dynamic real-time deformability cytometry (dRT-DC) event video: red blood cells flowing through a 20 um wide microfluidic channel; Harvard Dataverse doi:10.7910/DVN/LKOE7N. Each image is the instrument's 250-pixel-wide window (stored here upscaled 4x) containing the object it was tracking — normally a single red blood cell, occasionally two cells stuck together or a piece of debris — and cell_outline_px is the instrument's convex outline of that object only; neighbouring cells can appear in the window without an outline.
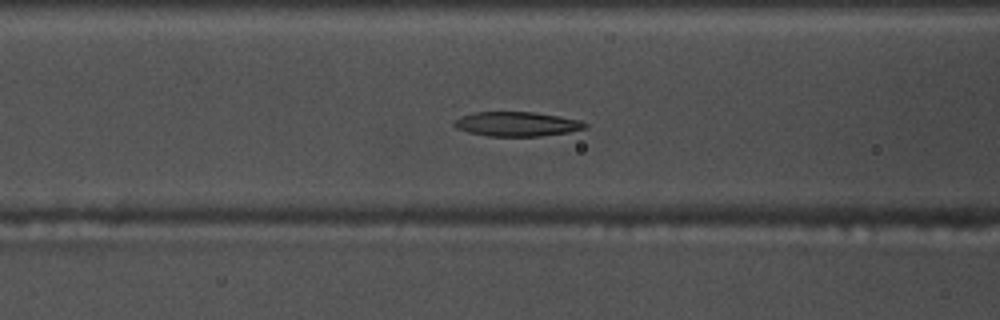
{"species": "common noctule bat (a hibernating species)", "species_latin": "Nyctalus noctula", "temperature_condition": "warm", "stored_images_in_passage": 54, "camera_frame_rate_fps": 3000, "um_per_image_px": 0.085, "animal": {"sex": "male", "body_mass_g": 17.5, "forearm_length_mm": 52.3}, "frame": {"image": 1, "passage_image": 21, "time_ms": 6.667, "image_size_px": [1000, 320], "cell_outline_px": [[588, 128], [568, 132], [540, 136], [488, 136], [468, 132], [456, 128], [452, 124], [460, 116], [472, 112], [532, 112], [560, 116], [580, 120], [588, 124]], "centroid_in_image_um": [43.93, 10.54], "position_along_channel_um": 122.7, "area_um2": 18.73}}
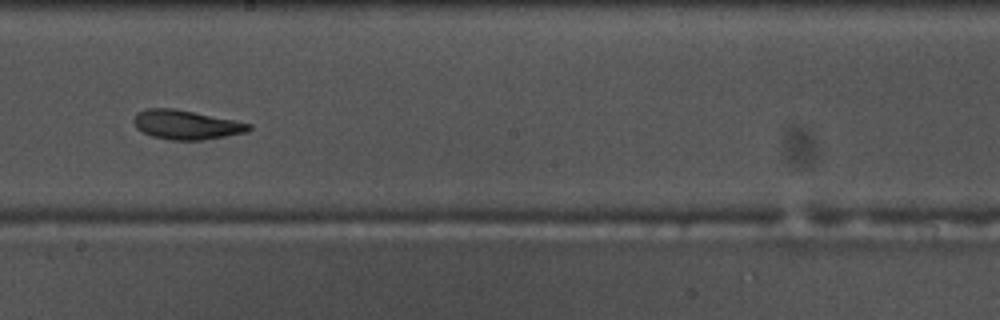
{"frame": {"image": 2, "passage_image": 30, "time_ms": 9.667, "image_size_px": [1000, 320], "cell_outline_px": [[252, 128], [248, 132], [200, 140], [168, 140], [152, 136], [136, 128], [132, 120], [136, 112], [148, 108], [172, 108], [252, 124]], "centroid_in_image_um": [15.78, 10.61], "position_along_channel_um": 232.4, "area_um2": 19.42}}
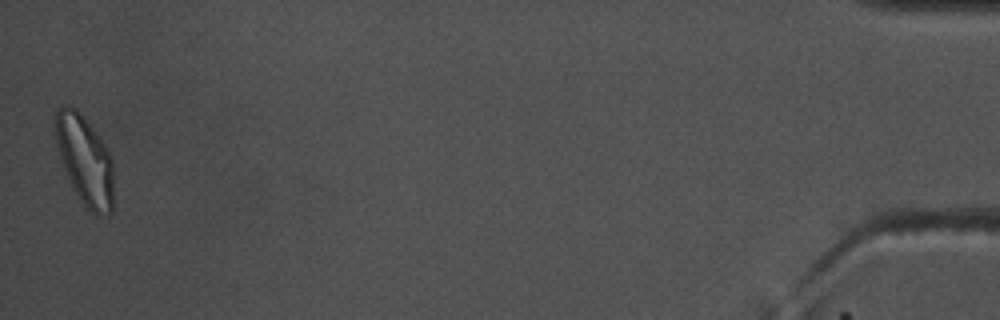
{"frame": {"image": 3, "passage_image": 54, "time_ms": 17.667, "image_size_px": [1000, 320], "cell_outline_px": [[112, 212], [92, 212], [84, 204], [76, 192], [68, 176], [60, 156], [56, 144], [56, 108], [60, 104], [68, 104], [76, 108], [80, 112], [96, 132], [104, 144], [112, 160]], "centroid_in_image_um": [7.19, 13.51], "position_along_channel_um": 428.0, "area_um2": 29.42}, "authors_computed_cell_mechanics": {"area_um2": 19.941, "velocity_mm_per_s": 3.6738, "shape_relaxation_time_tau1_ms": 6.2941, "shape_relaxation_time_tau2_ms": 3.8048, "deformation_change_tau1": 0.1869, "deformation_change_tau2": 0.1144}}